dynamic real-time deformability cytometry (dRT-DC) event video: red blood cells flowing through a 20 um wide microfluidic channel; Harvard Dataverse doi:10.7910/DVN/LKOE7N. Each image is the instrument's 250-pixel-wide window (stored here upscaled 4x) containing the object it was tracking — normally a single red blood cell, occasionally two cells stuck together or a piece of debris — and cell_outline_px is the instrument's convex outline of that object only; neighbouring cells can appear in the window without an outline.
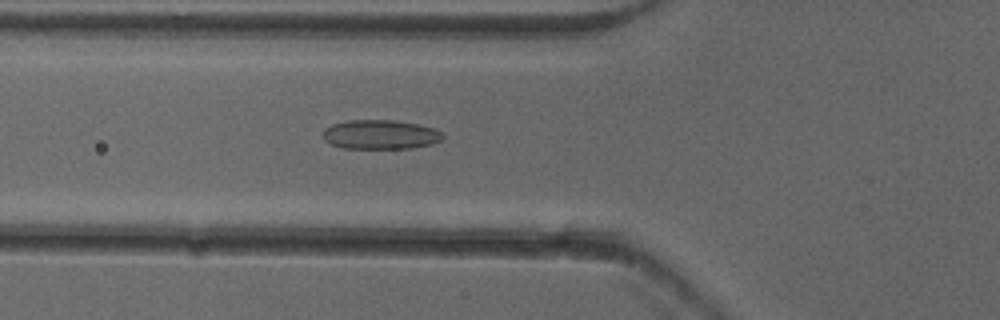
{"species": "common noctule bat (a hibernating species)", "species_latin": "Nyctalus noctula", "temperature_condition": "cold", "stored_images_in_passage": 37, "camera_frame_rate_fps": 3000, "um_per_image_px": 0.085, "animal": {"sex": "female"}, "frame": {"image": 1, "passage_image": 4, "time_ms": 1.0, "image_size_px": [1000, 320], "cell_outline_px": [[444, 136], [440, 140], [432, 144], [412, 148], [344, 148], [332, 144], [324, 140], [324, 128], [332, 124], [348, 120], [392, 120], [416, 124], [436, 128], [444, 132]], "centroid_in_image_um": [32.36, 11.43], "position_along_channel_um": 93.4, "area_um2": 20.46}}
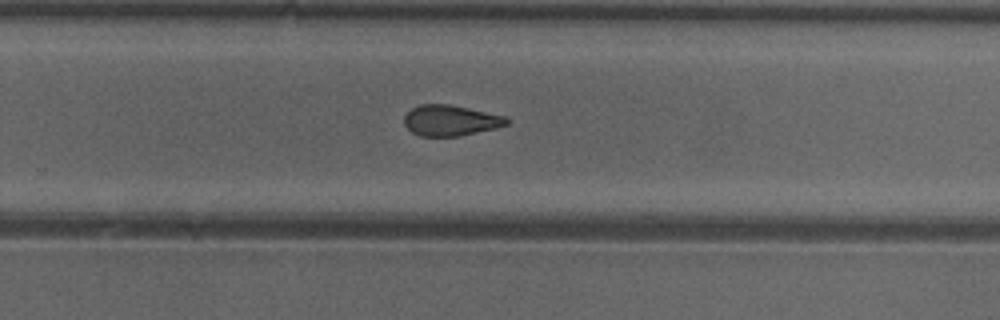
{"frame": {"image": 2, "passage_image": 19, "time_ms": 6.0, "image_size_px": [1000, 320], "cell_outline_px": [[512, 120], [508, 124], [496, 128], [460, 136], [420, 136], [412, 132], [404, 124], [404, 116], [412, 108], [420, 104], [448, 104], [508, 116]], "centroid_in_image_um": [38.34, 10.24], "position_along_channel_um": 291.5, "area_um2": 18.5}}
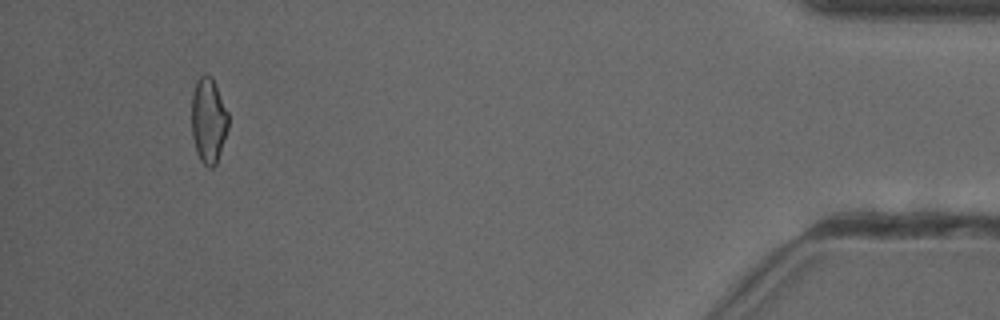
{"frame": {"image": 3, "passage_image": 34, "time_ms": 11.0, "image_size_px": [1000, 320], "cell_outline_px": [[228, 128], [216, 164], [212, 168], [208, 168], [200, 160], [196, 152], [192, 136], [192, 96], [196, 80], [200, 76], [212, 76], [228, 112]], "centroid_in_image_um": [17.71, 10.25], "position_along_channel_um": 417.5, "area_um2": 18.21}, "authors_computed_cell_mechanics": {"area_um2": 19.1318, "velocity_mm_per_s": 3.957, "shape_relaxation_time_tau1_ms": null, "shape_relaxation_time_tau2_ms": 2.3892, "deformation_change_tau1": null, "deformation_change_tau2": 0.0946}}